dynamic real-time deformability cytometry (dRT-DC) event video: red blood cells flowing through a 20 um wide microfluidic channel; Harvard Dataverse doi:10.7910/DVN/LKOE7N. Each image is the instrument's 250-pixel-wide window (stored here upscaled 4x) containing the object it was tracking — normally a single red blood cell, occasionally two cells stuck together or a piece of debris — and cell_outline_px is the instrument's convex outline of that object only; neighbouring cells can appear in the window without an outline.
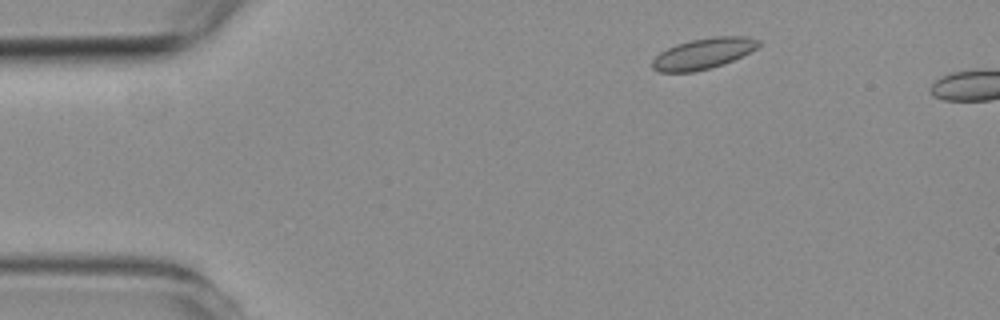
{"species": "common noctule bat (a hibernating species)", "species_latin": "Nyctalus noctula", "temperature_condition": "room temperature", "stored_images_in_passage": 2, "camera_frame_rate_fps": 3000, "um_per_image_px": 0.085, "animal": {"sex": "female", "body_mass_g": 19.3, "forearm_length_mm": 54.1}, "frame": {"image": 1, "passage_image": 1, "time_ms": 0.0, "image_size_px": [1000, 320], "cell_outline_px": [[760, 44], [756, 48], [724, 64], [692, 72], [660, 72], [652, 68], [652, 60], [660, 52], [676, 44], [692, 40], [712, 36], [744, 36], [760, 40]], "centroid_in_image_um": [59.75, 4.55], "position_along_channel_um": 25.2, "area_um2": 18.84}}